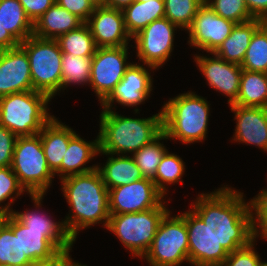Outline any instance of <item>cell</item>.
<instances>
[{
    "label": "cell",
    "mask_w": 267,
    "mask_h": 266,
    "mask_svg": "<svg viewBox=\"0 0 267 266\" xmlns=\"http://www.w3.org/2000/svg\"><path fill=\"white\" fill-rule=\"evenodd\" d=\"M169 212L162 202L143 212L110 214L107 229L112 231L134 256L143 258L150 249L163 217Z\"/></svg>",
    "instance_id": "cell-8"
},
{
    "label": "cell",
    "mask_w": 267,
    "mask_h": 266,
    "mask_svg": "<svg viewBox=\"0 0 267 266\" xmlns=\"http://www.w3.org/2000/svg\"><path fill=\"white\" fill-rule=\"evenodd\" d=\"M70 248L72 247L60 250L48 260L38 261L34 263L33 266H82L79 263L72 262V258H70L69 255Z\"/></svg>",
    "instance_id": "cell-44"
},
{
    "label": "cell",
    "mask_w": 267,
    "mask_h": 266,
    "mask_svg": "<svg viewBox=\"0 0 267 266\" xmlns=\"http://www.w3.org/2000/svg\"><path fill=\"white\" fill-rule=\"evenodd\" d=\"M183 160L175 155L165 152L158 165L154 178L152 179L157 189L164 195L166 194V184L176 183L180 181L184 173Z\"/></svg>",
    "instance_id": "cell-35"
},
{
    "label": "cell",
    "mask_w": 267,
    "mask_h": 266,
    "mask_svg": "<svg viewBox=\"0 0 267 266\" xmlns=\"http://www.w3.org/2000/svg\"><path fill=\"white\" fill-rule=\"evenodd\" d=\"M11 168L35 206L39 207L55 176L47 165L39 134L17 137Z\"/></svg>",
    "instance_id": "cell-6"
},
{
    "label": "cell",
    "mask_w": 267,
    "mask_h": 266,
    "mask_svg": "<svg viewBox=\"0 0 267 266\" xmlns=\"http://www.w3.org/2000/svg\"><path fill=\"white\" fill-rule=\"evenodd\" d=\"M135 0H106V6L123 10Z\"/></svg>",
    "instance_id": "cell-47"
},
{
    "label": "cell",
    "mask_w": 267,
    "mask_h": 266,
    "mask_svg": "<svg viewBox=\"0 0 267 266\" xmlns=\"http://www.w3.org/2000/svg\"><path fill=\"white\" fill-rule=\"evenodd\" d=\"M205 0H164L165 18L187 30Z\"/></svg>",
    "instance_id": "cell-33"
},
{
    "label": "cell",
    "mask_w": 267,
    "mask_h": 266,
    "mask_svg": "<svg viewBox=\"0 0 267 266\" xmlns=\"http://www.w3.org/2000/svg\"><path fill=\"white\" fill-rule=\"evenodd\" d=\"M99 153L111 156L104 166L97 167L108 190L144 178L133 157L127 156V154L113 157V154Z\"/></svg>",
    "instance_id": "cell-26"
},
{
    "label": "cell",
    "mask_w": 267,
    "mask_h": 266,
    "mask_svg": "<svg viewBox=\"0 0 267 266\" xmlns=\"http://www.w3.org/2000/svg\"><path fill=\"white\" fill-rule=\"evenodd\" d=\"M177 27L163 17L154 20L133 37L137 57L144 62V65L157 69L167 61L173 50L174 31Z\"/></svg>",
    "instance_id": "cell-11"
},
{
    "label": "cell",
    "mask_w": 267,
    "mask_h": 266,
    "mask_svg": "<svg viewBox=\"0 0 267 266\" xmlns=\"http://www.w3.org/2000/svg\"><path fill=\"white\" fill-rule=\"evenodd\" d=\"M73 242L67 231L29 230L20 222L21 249L33 264L48 260L60 250L72 247Z\"/></svg>",
    "instance_id": "cell-18"
},
{
    "label": "cell",
    "mask_w": 267,
    "mask_h": 266,
    "mask_svg": "<svg viewBox=\"0 0 267 266\" xmlns=\"http://www.w3.org/2000/svg\"><path fill=\"white\" fill-rule=\"evenodd\" d=\"M236 23L217 15L205 2L199 7L189 32V44L214 53L231 34Z\"/></svg>",
    "instance_id": "cell-14"
},
{
    "label": "cell",
    "mask_w": 267,
    "mask_h": 266,
    "mask_svg": "<svg viewBox=\"0 0 267 266\" xmlns=\"http://www.w3.org/2000/svg\"><path fill=\"white\" fill-rule=\"evenodd\" d=\"M245 3L254 18L262 19L267 17V0H245Z\"/></svg>",
    "instance_id": "cell-45"
},
{
    "label": "cell",
    "mask_w": 267,
    "mask_h": 266,
    "mask_svg": "<svg viewBox=\"0 0 267 266\" xmlns=\"http://www.w3.org/2000/svg\"><path fill=\"white\" fill-rule=\"evenodd\" d=\"M17 136L0 125V167H10Z\"/></svg>",
    "instance_id": "cell-41"
},
{
    "label": "cell",
    "mask_w": 267,
    "mask_h": 266,
    "mask_svg": "<svg viewBox=\"0 0 267 266\" xmlns=\"http://www.w3.org/2000/svg\"><path fill=\"white\" fill-rule=\"evenodd\" d=\"M250 202H251V209H253L256 212V213L254 212L253 214L256 216L258 222L256 223V218H253L254 238L260 235L258 234L259 230H262L260 236L267 239V189L259 192L257 197L251 199ZM257 228L260 229L258 230Z\"/></svg>",
    "instance_id": "cell-39"
},
{
    "label": "cell",
    "mask_w": 267,
    "mask_h": 266,
    "mask_svg": "<svg viewBox=\"0 0 267 266\" xmlns=\"http://www.w3.org/2000/svg\"><path fill=\"white\" fill-rule=\"evenodd\" d=\"M84 22L56 2L34 22L33 35L43 39H57L79 28Z\"/></svg>",
    "instance_id": "cell-22"
},
{
    "label": "cell",
    "mask_w": 267,
    "mask_h": 266,
    "mask_svg": "<svg viewBox=\"0 0 267 266\" xmlns=\"http://www.w3.org/2000/svg\"><path fill=\"white\" fill-rule=\"evenodd\" d=\"M231 105L267 108V74L243 69L238 97Z\"/></svg>",
    "instance_id": "cell-29"
},
{
    "label": "cell",
    "mask_w": 267,
    "mask_h": 266,
    "mask_svg": "<svg viewBox=\"0 0 267 266\" xmlns=\"http://www.w3.org/2000/svg\"><path fill=\"white\" fill-rule=\"evenodd\" d=\"M164 195L152 179L143 178L117 186L108 191L110 214H126L147 211L158 207Z\"/></svg>",
    "instance_id": "cell-12"
},
{
    "label": "cell",
    "mask_w": 267,
    "mask_h": 266,
    "mask_svg": "<svg viewBox=\"0 0 267 266\" xmlns=\"http://www.w3.org/2000/svg\"><path fill=\"white\" fill-rule=\"evenodd\" d=\"M29 19L34 23L56 0H19Z\"/></svg>",
    "instance_id": "cell-43"
},
{
    "label": "cell",
    "mask_w": 267,
    "mask_h": 266,
    "mask_svg": "<svg viewBox=\"0 0 267 266\" xmlns=\"http://www.w3.org/2000/svg\"><path fill=\"white\" fill-rule=\"evenodd\" d=\"M5 51H6V49L4 47L0 46V61H1L2 56L4 55Z\"/></svg>",
    "instance_id": "cell-50"
},
{
    "label": "cell",
    "mask_w": 267,
    "mask_h": 266,
    "mask_svg": "<svg viewBox=\"0 0 267 266\" xmlns=\"http://www.w3.org/2000/svg\"><path fill=\"white\" fill-rule=\"evenodd\" d=\"M230 106L237 120L233 140L252 144L267 151V108Z\"/></svg>",
    "instance_id": "cell-20"
},
{
    "label": "cell",
    "mask_w": 267,
    "mask_h": 266,
    "mask_svg": "<svg viewBox=\"0 0 267 266\" xmlns=\"http://www.w3.org/2000/svg\"><path fill=\"white\" fill-rule=\"evenodd\" d=\"M0 266H13V265H10V264H3V265H0Z\"/></svg>",
    "instance_id": "cell-52"
},
{
    "label": "cell",
    "mask_w": 267,
    "mask_h": 266,
    "mask_svg": "<svg viewBox=\"0 0 267 266\" xmlns=\"http://www.w3.org/2000/svg\"><path fill=\"white\" fill-rule=\"evenodd\" d=\"M122 12L126 30L132 39L148 24L165 17L164 0L134 1Z\"/></svg>",
    "instance_id": "cell-27"
},
{
    "label": "cell",
    "mask_w": 267,
    "mask_h": 266,
    "mask_svg": "<svg viewBox=\"0 0 267 266\" xmlns=\"http://www.w3.org/2000/svg\"><path fill=\"white\" fill-rule=\"evenodd\" d=\"M188 249L185 213L170 217L168 212L161 220L144 258L150 266H179L183 261L189 262Z\"/></svg>",
    "instance_id": "cell-9"
},
{
    "label": "cell",
    "mask_w": 267,
    "mask_h": 266,
    "mask_svg": "<svg viewBox=\"0 0 267 266\" xmlns=\"http://www.w3.org/2000/svg\"><path fill=\"white\" fill-rule=\"evenodd\" d=\"M20 46L29 58L33 90L45 93L52 99L62 84L63 53L57 40L31 35Z\"/></svg>",
    "instance_id": "cell-7"
},
{
    "label": "cell",
    "mask_w": 267,
    "mask_h": 266,
    "mask_svg": "<svg viewBox=\"0 0 267 266\" xmlns=\"http://www.w3.org/2000/svg\"><path fill=\"white\" fill-rule=\"evenodd\" d=\"M99 131V152L113 155L134 153L163 132L162 110L152 117L139 119L103 109Z\"/></svg>",
    "instance_id": "cell-3"
},
{
    "label": "cell",
    "mask_w": 267,
    "mask_h": 266,
    "mask_svg": "<svg viewBox=\"0 0 267 266\" xmlns=\"http://www.w3.org/2000/svg\"><path fill=\"white\" fill-rule=\"evenodd\" d=\"M188 231V258L194 266H221L228 256L203 220L193 211L185 212Z\"/></svg>",
    "instance_id": "cell-13"
},
{
    "label": "cell",
    "mask_w": 267,
    "mask_h": 266,
    "mask_svg": "<svg viewBox=\"0 0 267 266\" xmlns=\"http://www.w3.org/2000/svg\"><path fill=\"white\" fill-rule=\"evenodd\" d=\"M49 169L55 175L60 173L61 162L69 145V140L76 134L71 128L60 123L54 116L38 133Z\"/></svg>",
    "instance_id": "cell-21"
},
{
    "label": "cell",
    "mask_w": 267,
    "mask_h": 266,
    "mask_svg": "<svg viewBox=\"0 0 267 266\" xmlns=\"http://www.w3.org/2000/svg\"><path fill=\"white\" fill-rule=\"evenodd\" d=\"M23 192H25V189L20 185L11 166L0 167V204L1 202L3 203L6 201V199H11L9 204H6L3 207L0 206V217L13 214L14 211H12L9 207L15 198H17L18 195L20 196ZM14 194H16L17 197H12Z\"/></svg>",
    "instance_id": "cell-37"
},
{
    "label": "cell",
    "mask_w": 267,
    "mask_h": 266,
    "mask_svg": "<svg viewBox=\"0 0 267 266\" xmlns=\"http://www.w3.org/2000/svg\"><path fill=\"white\" fill-rule=\"evenodd\" d=\"M205 3L219 16L236 24L247 22L254 17L250 14L245 0H205Z\"/></svg>",
    "instance_id": "cell-36"
},
{
    "label": "cell",
    "mask_w": 267,
    "mask_h": 266,
    "mask_svg": "<svg viewBox=\"0 0 267 266\" xmlns=\"http://www.w3.org/2000/svg\"><path fill=\"white\" fill-rule=\"evenodd\" d=\"M200 195L192 207L193 211L228 253L256 241L253 234L255 216L251 202H244L243 193L224 186L218 191Z\"/></svg>",
    "instance_id": "cell-1"
},
{
    "label": "cell",
    "mask_w": 267,
    "mask_h": 266,
    "mask_svg": "<svg viewBox=\"0 0 267 266\" xmlns=\"http://www.w3.org/2000/svg\"><path fill=\"white\" fill-rule=\"evenodd\" d=\"M150 91H152V79L148 70L143 65L130 63L122 80L101 106L103 109L111 110L114 100L123 106H137L148 99Z\"/></svg>",
    "instance_id": "cell-16"
},
{
    "label": "cell",
    "mask_w": 267,
    "mask_h": 266,
    "mask_svg": "<svg viewBox=\"0 0 267 266\" xmlns=\"http://www.w3.org/2000/svg\"><path fill=\"white\" fill-rule=\"evenodd\" d=\"M33 266L22 252L20 245V221L13 215L0 217V265Z\"/></svg>",
    "instance_id": "cell-24"
},
{
    "label": "cell",
    "mask_w": 267,
    "mask_h": 266,
    "mask_svg": "<svg viewBox=\"0 0 267 266\" xmlns=\"http://www.w3.org/2000/svg\"><path fill=\"white\" fill-rule=\"evenodd\" d=\"M254 241L247 247L230 252L221 266H259L260 256L253 249Z\"/></svg>",
    "instance_id": "cell-40"
},
{
    "label": "cell",
    "mask_w": 267,
    "mask_h": 266,
    "mask_svg": "<svg viewBox=\"0 0 267 266\" xmlns=\"http://www.w3.org/2000/svg\"><path fill=\"white\" fill-rule=\"evenodd\" d=\"M241 68L267 74V34L259 28L253 35Z\"/></svg>",
    "instance_id": "cell-34"
},
{
    "label": "cell",
    "mask_w": 267,
    "mask_h": 266,
    "mask_svg": "<svg viewBox=\"0 0 267 266\" xmlns=\"http://www.w3.org/2000/svg\"><path fill=\"white\" fill-rule=\"evenodd\" d=\"M56 3L76 15L84 23L88 21L95 8L89 0H56Z\"/></svg>",
    "instance_id": "cell-42"
},
{
    "label": "cell",
    "mask_w": 267,
    "mask_h": 266,
    "mask_svg": "<svg viewBox=\"0 0 267 266\" xmlns=\"http://www.w3.org/2000/svg\"><path fill=\"white\" fill-rule=\"evenodd\" d=\"M99 151V135L93 142H86L78 134H75L69 140L68 148L61 162V180L95 170L98 165L92 167H84L83 165H86L96 154H99Z\"/></svg>",
    "instance_id": "cell-23"
},
{
    "label": "cell",
    "mask_w": 267,
    "mask_h": 266,
    "mask_svg": "<svg viewBox=\"0 0 267 266\" xmlns=\"http://www.w3.org/2000/svg\"><path fill=\"white\" fill-rule=\"evenodd\" d=\"M260 28L267 34V17L260 19Z\"/></svg>",
    "instance_id": "cell-49"
},
{
    "label": "cell",
    "mask_w": 267,
    "mask_h": 266,
    "mask_svg": "<svg viewBox=\"0 0 267 266\" xmlns=\"http://www.w3.org/2000/svg\"><path fill=\"white\" fill-rule=\"evenodd\" d=\"M128 47H98L92 56L89 85L102 103L122 80L130 66L126 63Z\"/></svg>",
    "instance_id": "cell-10"
},
{
    "label": "cell",
    "mask_w": 267,
    "mask_h": 266,
    "mask_svg": "<svg viewBox=\"0 0 267 266\" xmlns=\"http://www.w3.org/2000/svg\"><path fill=\"white\" fill-rule=\"evenodd\" d=\"M86 24L97 47L128 46V41L131 40L120 9L108 6L95 7Z\"/></svg>",
    "instance_id": "cell-15"
},
{
    "label": "cell",
    "mask_w": 267,
    "mask_h": 266,
    "mask_svg": "<svg viewBox=\"0 0 267 266\" xmlns=\"http://www.w3.org/2000/svg\"><path fill=\"white\" fill-rule=\"evenodd\" d=\"M13 215L29 230L35 231H67L63 222H53L47 215L39 212H13Z\"/></svg>",
    "instance_id": "cell-38"
},
{
    "label": "cell",
    "mask_w": 267,
    "mask_h": 266,
    "mask_svg": "<svg viewBox=\"0 0 267 266\" xmlns=\"http://www.w3.org/2000/svg\"><path fill=\"white\" fill-rule=\"evenodd\" d=\"M259 266H267V263L260 261Z\"/></svg>",
    "instance_id": "cell-51"
},
{
    "label": "cell",
    "mask_w": 267,
    "mask_h": 266,
    "mask_svg": "<svg viewBox=\"0 0 267 266\" xmlns=\"http://www.w3.org/2000/svg\"><path fill=\"white\" fill-rule=\"evenodd\" d=\"M61 63L62 84L60 90L69 84L89 83L92 56H78L72 53H63Z\"/></svg>",
    "instance_id": "cell-31"
},
{
    "label": "cell",
    "mask_w": 267,
    "mask_h": 266,
    "mask_svg": "<svg viewBox=\"0 0 267 266\" xmlns=\"http://www.w3.org/2000/svg\"><path fill=\"white\" fill-rule=\"evenodd\" d=\"M164 139L168 138L166 134L162 132L156 139L146 144L132 155L144 178H154L161 158L167 151L165 146L159 142V140Z\"/></svg>",
    "instance_id": "cell-32"
},
{
    "label": "cell",
    "mask_w": 267,
    "mask_h": 266,
    "mask_svg": "<svg viewBox=\"0 0 267 266\" xmlns=\"http://www.w3.org/2000/svg\"><path fill=\"white\" fill-rule=\"evenodd\" d=\"M50 99L35 90L0 97V125L17 137L38 134L53 117L46 109Z\"/></svg>",
    "instance_id": "cell-5"
},
{
    "label": "cell",
    "mask_w": 267,
    "mask_h": 266,
    "mask_svg": "<svg viewBox=\"0 0 267 266\" xmlns=\"http://www.w3.org/2000/svg\"><path fill=\"white\" fill-rule=\"evenodd\" d=\"M259 28L260 19L258 18L236 24L231 34L222 42L214 53H211V55H217L227 62L241 65L249 43L254 33Z\"/></svg>",
    "instance_id": "cell-25"
},
{
    "label": "cell",
    "mask_w": 267,
    "mask_h": 266,
    "mask_svg": "<svg viewBox=\"0 0 267 266\" xmlns=\"http://www.w3.org/2000/svg\"><path fill=\"white\" fill-rule=\"evenodd\" d=\"M214 56L213 58L196 56L195 61L209 86L226 94L229 97L228 103L231 105L238 97L243 69L239 64L227 62L217 55Z\"/></svg>",
    "instance_id": "cell-19"
},
{
    "label": "cell",
    "mask_w": 267,
    "mask_h": 266,
    "mask_svg": "<svg viewBox=\"0 0 267 266\" xmlns=\"http://www.w3.org/2000/svg\"><path fill=\"white\" fill-rule=\"evenodd\" d=\"M19 45L20 43L7 30L0 27V46L11 49Z\"/></svg>",
    "instance_id": "cell-46"
},
{
    "label": "cell",
    "mask_w": 267,
    "mask_h": 266,
    "mask_svg": "<svg viewBox=\"0 0 267 266\" xmlns=\"http://www.w3.org/2000/svg\"><path fill=\"white\" fill-rule=\"evenodd\" d=\"M135 1L145 2V1H149V0H135Z\"/></svg>",
    "instance_id": "cell-53"
},
{
    "label": "cell",
    "mask_w": 267,
    "mask_h": 266,
    "mask_svg": "<svg viewBox=\"0 0 267 266\" xmlns=\"http://www.w3.org/2000/svg\"><path fill=\"white\" fill-rule=\"evenodd\" d=\"M62 191L71 210L63 221L69 236L75 242L80 228H87L105 220L108 226L110 211L108 189L99 170L72 175L61 180ZM72 215V216H71Z\"/></svg>",
    "instance_id": "cell-2"
},
{
    "label": "cell",
    "mask_w": 267,
    "mask_h": 266,
    "mask_svg": "<svg viewBox=\"0 0 267 266\" xmlns=\"http://www.w3.org/2000/svg\"><path fill=\"white\" fill-rule=\"evenodd\" d=\"M193 92L179 94L162 107L163 132L167 138L183 143L202 141L206 137L210 105Z\"/></svg>",
    "instance_id": "cell-4"
},
{
    "label": "cell",
    "mask_w": 267,
    "mask_h": 266,
    "mask_svg": "<svg viewBox=\"0 0 267 266\" xmlns=\"http://www.w3.org/2000/svg\"><path fill=\"white\" fill-rule=\"evenodd\" d=\"M95 7L106 6V0H89Z\"/></svg>",
    "instance_id": "cell-48"
},
{
    "label": "cell",
    "mask_w": 267,
    "mask_h": 266,
    "mask_svg": "<svg viewBox=\"0 0 267 266\" xmlns=\"http://www.w3.org/2000/svg\"><path fill=\"white\" fill-rule=\"evenodd\" d=\"M33 90L30 63L19 45L6 49L0 61V97Z\"/></svg>",
    "instance_id": "cell-17"
},
{
    "label": "cell",
    "mask_w": 267,
    "mask_h": 266,
    "mask_svg": "<svg viewBox=\"0 0 267 266\" xmlns=\"http://www.w3.org/2000/svg\"><path fill=\"white\" fill-rule=\"evenodd\" d=\"M56 40L62 53L93 56L98 48L86 23L75 30L60 35Z\"/></svg>",
    "instance_id": "cell-30"
},
{
    "label": "cell",
    "mask_w": 267,
    "mask_h": 266,
    "mask_svg": "<svg viewBox=\"0 0 267 266\" xmlns=\"http://www.w3.org/2000/svg\"><path fill=\"white\" fill-rule=\"evenodd\" d=\"M0 27L21 43L33 35L34 23L19 0H0Z\"/></svg>",
    "instance_id": "cell-28"
}]
</instances>
